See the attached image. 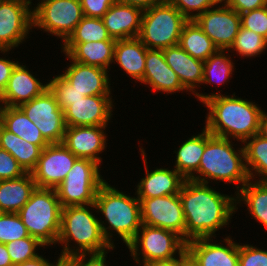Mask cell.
Segmentation results:
<instances>
[{"mask_svg":"<svg viewBox=\"0 0 267 266\" xmlns=\"http://www.w3.org/2000/svg\"><path fill=\"white\" fill-rule=\"evenodd\" d=\"M207 183L185 179L179 197L186 222L185 242L198 238L216 237L237 212L236 194L215 191Z\"/></svg>","mask_w":267,"mask_h":266,"instance_id":"cell-1","label":"cell"},{"mask_svg":"<svg viewBox=\"0 0 267 266\" xmlns=\"http://www.w3.org/2000/svg\"><path fill=\"white\" fill-rule=\"evenodd\" d=\"M207 108L205 128L214 136L231 138L242 144L258 133L263 110L257 103L220 92L196 91L194 97Z\"/></svg>","mask_w":267,"mask_h":266,"instance_id":"cell-2","label":"cell"},{"mask_svg":"<svg viewBox=\"0 0 267 266\" xmlns=\"http://www.w3.org/2000/svg\"><path fill=\"white\" fill-rule=\"evenodd\" d=\"M233 140L212 135L205 128V150L199 170L191 180L201 183L226 182L234 184L235 194L250 180L243 145L237 150ZM219 181V182H218ZM237 185V186H236Z\"/></svg>","mask_w":267,"mask_h":266,"instance_id":"cell-3","label":"cell"},{"mask_svg":"<svg viewBox=\"0 0 267 266\" xmlns=\"http://www.w3.org/2000/svg\"><path fill=\"white\" fill-rule=\"evenodd\" d=\"M97 214L105 239L110 245H114L113 233L127 246L141 228V203L135 196L127 195L107 181L98 189L95 197ZM108 224V225H107ZM114 231V232H113ZM117 233V234H116Z\"/></svg>","mask_w":267,"mask_h":266,"instance_id":"cell-4","label":"cell"},{"mask_svg":"<svg viewBox=\"0 0 267 266\" xmlns=\"http://www.w3.org/2000/svg\"><path fill=\"white\" fill-rule=\"evenodd\" d=\"M96 212L94 203L62 208L60 231L56 244H62L59 256L65 262L77 253L98 251L110 246L103 235Z\"/></svg>","mask_w":267,"mask_h":266,"instance_id":"cell-5","label":"cell"},{"mask_svg":"<svg viewBox=\"0 0 267 266\" xmlns=\"http://www.w3.org/2000/svg\"><path fill=\"white\" fill-rule=\"evenodd\" d=\"M61 210L55 189L36 187L18 215L30 236L51 247L59 236Z\"/></svg>","mask_w":267,"mask_h":266,"instance_id":"cell-6","label":"cell"},{"mask_svg":"<svg viewBox=\"0 0 267 266\" xmlns=\"http://www.w3.org/2000/svg\"><path fill=\"white\" fill-rule=\"evenodd\" d=\"M188 20L168 0L143 11L138 38L148 49L163 50L179 44Z\"/></svg>","mask_w":267,"mask_h":266,"instance_id":"cell-7","label":"cell"},{"mask_svg":"<svg viewBox=\"0 0 267 266\" xmlns=\"http://www.w3.org/2000/svg\"><path fill=\"white\" fill-rule=\"evenodd\" d=\"M101 165L87 158H77L65 179L55 188L61 207L95 203L98 189L106 182Z\"/></svg>","mask_w":267,"mask_h":266,"instance_id":"cell-8","label":"cell"},{"mask_svg":"<svg viewBox=\"0 0 267 266\" xmlns=\"http://www.w3.org/2000/svg\"><path fill=\"white\" fill-rule=\"evenodd\" d=\"M126 247L135 263L142 264L178 257L186 249V242L173 231L142 224Z\"/></svg>","mask_w":267,"mask_h":266,"instance_id":"cell-9","label":"cell"},{"mask_svg":"<svg viewBox=\"0 0 267 266\" xmlns=\"http://www.w3.org/2000/svg\"><path fill=\"white\" fill-rule=\"evenodd\" d=\"M83 17L80 0H39L33 6V28L61 38L62 43Z\"/></svg>","mask_w":267,"mask_h":266,"instance_id":"cell-10","label":"cell"},{"mask_svg":"<svg viewBox=\"0 0 267 266\" xmlns=\"http://www.w3.org/2000/svg\"><path fill=\"white\" fill-rule=\"evenodd\" d=\"M33 6L22 0H3L0 4V53L17 48L32 32Z\"/></svg>","mask_w":267,"mask_h":266,"instance_id":"cell-11","label":"cell"},{"mask_svg":"<svg viewBox=\"0 0 267 266\" xmlns=\"http://www.w3.org/2000/svg\"><path fill=\"white\" fill-rule=\"evenodd\" d=\"M19 107L34 122L49 144L63 142L66 129L64 111L49 88Z\"/></svg>","mask_w":267,"mask_h":266,"instance_id":"cell-12","label":"cell"},{"mask_svg":"<svg viewBox=\"0 0 267 266\" xmlns=\"http://www.w3.org/2000/svg\"><path fill=\"white\" fill-rule=\"evenodd\" d=\"M139 200L142 224L173 231L185 241L186 222L179 194Z\"/></svg>","mask_w":267,"mask_h":266,"instance_id":"cell-13","label":"cell"},{"mask_svg":"<svg viewBox=\"0 0 267 266\" xmlns=\"http://www.w3.org/2000/svg\"><path fill=\"white\" fill-rule=\"evenodd\" d=\"M194 21L220 50L230 49L241 27L240 15L223 1L199 14Z\"/></svg>","mask_w":267,"mask_h":266,"instance_id":"cell-14","label":"cell"},{"mask_svg":"<svg viewBox=\"0 0 267 266\" xmlns=\"http://www.w3.org/2000/svg\"><path fill=\"white\" fill-rule=\"evenodd\" d=\"M77 157L63 144L53 143L42 149L31 172L39 188L55 189L72 169Z\"/></svg>","mask_w":267,"mask_h":266,"instance_id":"cell-15","label":"cell"},{"mask_svg":"<svg viewBox=\"0 0 267 266\" xmlns=\"http://www.w3.org/2000/svg\"><path fill=\"white\" fill-rule=\"evenodd\" d=\"M213 239L215 237L198 238L187 242V259L195 266H238L239 243L232 240L230 235L219 243Z\"/></svg>","mask_w":267,"mask_h":266,"instance_id":"cell-16","label":"cell"},{"mask_svg":"<svg viewBox=\"0 0 267 266\" xmlns=\"http://www.w3.org/2000/svg\"><path fill=\"white\" fill-rule=\"evenodd\" d=\"M112 95L84 96L77 101H69L64 110L66 127L108 126L114 111Z\"/></svg>","mask_w":267,"mask_h":266,"instance_id":"cell-17","label":"cell"},{"mask_svg":"<svg viewBox=\"0 0 267 266\" xmlns=\"http://www.w3.org/2000/svg\"><path fill=\"white\" fill-rule=\"evenodd\" d=\"M108 126L66 127L63 144L77 157L87 158L100 164V154L106 150Z\"/></svg>","mask_w":267,"mask_h":266,"instance_id":"cell-18","label":"cell"},{"mask_svg":"<svg viewBox=\"0 0 267 266\" xmlns=\"http://www.w3.org/2000/svg\"><path fill=\"white\" fill-rule=\"evenodd\" d=\"M140 155L145 166V175L136 186V195L138 199H148L160 196L179 194L180 188L185 178L174 168H156L149 170L147 165V153L140 147Z\"/></svg>","mask_w":267,"mask_h":266,"instance_id":"cell-19","label":"cell"},{"mask_svg":"<svg viewBox=\"0 0 267 266\" xmlns=\"http://www.w3.org/2000/svg\"><path fill=\"white\" fill-rule=\"evenodd\" d=\"M70 60L60 75L84 96L111 95L108 70Z\"/></svg>","mask_w":267,"mask_h":266,"instance_id":"cell-20","label":"cell"},{"mask_svg":"<svg viewBox=\"0 0 267 266\" xmlns=\"http://www.w3.org/2000/svg\"><path fill=\"white\" fill-rule=\"evenodd\" d=\"M48 89V82L41 83L33 72L19 62L13 69L3 93L0 95V106L19 107L31 101Z\"/></svg>","mask_w":267,"mask_h":266,"instance_id":"cell-21","label":"cell"},{"mask_svg":"<svg viewBox=\"0 0 267 266\" xmlns=\"http://www.w3.org/2000/svg\"><path fill=\"white\" fill-rule=\"evenodd\" d=\"M141 84L148 85L153 91L173 94L186 89L180 82L176 72L166 63L163 50L148 49L145 59V70Z\"/></svg>","mask_w":267,"mask_h":266,"instance_id":"cell-22","label":"cell"},{"mask_svg":"<svg viewBox=\"0 0 267 266\" xmlns=\"http://www.w3.org/2000/svg\"><path fill=\"white\" fill-rule=\"evenodd\" d=\"M166 63L172 68L188 94H195L203 80L204 61L194 58L179 44L163 49Z\"/></svg>","mask_w":267,"mask_h":266,"instance_id":"cell-23","label":"cell"},{"mask_svg":"<svg viewBox=\"0 0 267 266\" xmlns=\"http://www.w3.org/2000/svg\"><path fill=\"white\" fill-rule=\"evenodd\" d=\"M115 43L116 40L62 43L60 49L67 59L110 71L114 60Z\"/></svg>","mask_w":267,"mask_h":266,"instance_id":"cell-24","label":"cell"},{"mask_svg":"<svg viewBox=\"0 0 267 266\" xmlns=\"http://www.w3.org/2000/svg\"><path fill=\"white\" fill-rule=\"evenodd\" d=\"M142 14L143 10L138 7L115 2L102 20L111 38H135L140 33Z\"/></svg>","mask_w":267,"mask_h":266,"instance_id":"cell-25","label":"cell"},{"mask_svg":"<svg viewBox=\"0 0 267 266\" xmlns=\"http://www.w3.org/2000/svg\"><path fill=\"white\" fill-rule=\"evenodd\" d=\"M148 48L138 37L116 40L113 64L120 66L135 82L143 80Z\"/></svg>","mask_w":267,"mask_h":266,"instance_id":"cell-26","label":"cell"},{"mask_svg":"<svg viewBox=\"0 0 267 266\" xmlns=\"http://www.w3.org/2000/svg\"><path fill=\"white\" fill-rule=\"evenodd\" d=\"M36 187L31 173L17 179L0 180V212L18 213Z\"/></svg>","mask_w":267,"mask_h":266,"instance_id":"cell-27","label":"cell"},{"mask_svg":"<svg viewBox=\"0 0 267 266\" xmlns=\"http://www.w3.org/2000/svg\"><path fill=\"white\" fill-rule=\"evenodd\" d=\"M0 124L9 132L38 145L41 149L49 145L38 127L20 107L0 106Z\"/></svg>","mask_w":267,"mask_h":266,"instance_id":"cell-28","label":"cell"},{"mask_svg":"<svg viewBox=\"0 0 267 266\" xmlns=\"http://www.w3.org/2000/svg\"><path fill=\"white\" fill-rule=\"evenodd\" d=\"M205 150V127L201 133L188 137L174 151L176 159L174 169L185 179H191L199 170L200 161Z\"/></svg>","mask_w":267,"mask_h":266,"instance_id":"cell-29","label":"cell"},{"mask_svg":"<svg viewBox=\"0 0 267 266\" xmlns=\"http://www.w3.org/2000/svg\"><path fill=\"white\" fill-rule=\"evenodd\" d=\"M0 148L9 152L26 173H31L40 158L42 149L14 133L9 132L0 124Z\"/></svg>","mask_w":267,"mask_h":266,"instance_id":"cell-30","label":"cell"},{"mask_svg":"<svg viewBox=\"0 0 267 266\" xmlns=\"http://www.w3.org/2000/svg\"><path fill=\"white\" fill-rule=\"evenodd\" d=\"M241 203L247 206L248 214L267 231V182L250 179L236 193V206Z\"/></svg>","mask_w":267,"mask_h":266,"instance_id":"cell-31","label":"cell"},{"mask_svg":"<svg viewBox=\"0 0 267 266\" xmlns=\"http://www.w3.org/2000/svg\"><path fill=\"white\" fill-rule=\"evenodd\" d=\"M179 45L189 55L203 61L218 50L194 20H188L183 25Z\"/></svg>","mask_w":267,"mask_h":266,"instance_id":"cell-32","label":"cell"},{"mask_svg":"<svg viewBox=\"0 0 267 266\" xmlns=\"http://www.w3.org/2000/svg\"><path fill=\"white\" fill-rule=\"evenodd\" d=\"M243 147L249 178L267 182V140L256 134L247 139L243 143ZM256 178L258 179L256 180Z\"/></svg>","mask_w":267,"mask_h":266,"instance_id":"cell-33","label":"cell"},{"mask_svg":"<svg viewBox=\"0 0 267 266\" xmlns=\"http://www.w3.org/2000/svg\"><path fill=\"white\" fill-rule=\"evenodd\" d=\"M228 52L229 50L218 49L204 61L202 85H213L214 83L216 85H224L229 82L233 75L232 72H234V69L236 70V68H234L235 63L230 56L231 54Z\"/></svg>","mask_w":267,"mask_h":266,"instance_id":"cell-34","label":"cell"},{"mask_svg":"<svg viewBox=\"0 0 267 266\" xmlns=\"http://www.w3.org/2000/svg\"><path fill=\"white\" fill-rule=\"evenodd\" d=\"M115 40L109 35L102 18L83 17L63 43Z\"/></svg>","mask_w":267,"mask_h":266,"instance_id":"cell-35","label":"cell"},{"mask_svg":"<svg viewBox=\"0 0 267 266\" xmlns=\"http://www.w3.org/2000/svg\"><path fill=\"white\" fill-rule=\"evenodd\" d=\"M233 51H236V54L243 59L259 57L258 55L267 51V40L254 31L240 27L234 43L229 49V52L234 53Z\"/></svg>","mask_w":267,"mask_h":266,"instance_id":"cell-36","label":"cell"},{"mask_svg":"<svg viewBox=\"0 0 267 266\" xmlns=\"http://www.w3.org/2000/svg\"><path fill=\"white\" fill-rule=\"evenodd\" d=\"M6 247L11 257V262L16 265L36 258L39 255L38 250L41 247L45 248V245L37 238L29 236L9 242Z\"/></svg>","mask_w":267,"mask_h":266,"instance_id":"cell-37","label":"cell"},{"mask_svg":"<svg viewBox=\"0 0 267 266\" xmlns=\"http://www.w3.org/2000/svg\"><path fill=\"white\" fill-rule=\"evenodd\" d=\"M29 236L18 213H0V243L7 244Z\"/></svg>","mask_w":267,"mask_h":266,"instance_id":"cell-38","label":"cell"},{"mask_svg":"<svg viewBox=\"0 0 267 266\" xmlns=\"http://www.w3.org/2000/svg\"><path fill=\"white\" fill-rule=\"evenodd\" d=\"M48 88L63 111L69 106V101H77L84 97L83 93L75 90L60 74L49 80Z\"/></svg>","mask_w":267,"mask_h":266,"instance_id":"cell-39","label":"cell"},{"mask_svg":"<svg viewBox=\"0 0 267 266\" xmlns=\"http://www.w3.org/2000/svg\"><path fill=\"white\" fill-rule=\"evenodd\" d=\"M115 244L98 251L80 252L70 257L66 262V266H109L107 265L108 251L114 250Z\"/></svg>","mask_w":267,"mask_h":266,"instance_id":"cell-40","label":"cell"},{"mask_svg":"<svg viewBox=\"0 0 267 266\" xmlns=\"http://www.w3.org/2000/svg\"><path fill=\"white\" fill-rule=\"evenodd\" d=\"M187 20H194L199 14L215 7L222 0H168Z\"/></svg>","mask_w":267,"mask_h":266,"instance_id":"cell-41","label":"cell"},{"mask_svg":"<svg viewBox=\"0 0 267 266\" xmlns=\"http://www.w3.org/2000/svg\"><path fill=\"white\" fill-rule=\"evenodd\" d=\"M239 15L241 27L254 31L267 40V5Z\"/></svg>","mask_w":267,"mask_h":266,"instance_id":"cell-42","label":"cell"},{"mask_svg":"<svg viewBox=\"0 0 267 266\" xmlns=\"http://www.w3.org/2000/svg\"><path fill=\"white\" fill-rule=\"evenodd\" d=\"M238 266H267V250L239 243Z\"/></svg>","mask_w":267,"mask_h":266,"instance_id":"cell-43","label":"cell"},{"mask_svg":"<svg viewBox=\"0 0 267 266\" xmlns=\"http://www.w3.org/2000/svg\"><path fill=\"white\" fill-rule=\"evenodd\" d=\"M25 174L18 161L9 152L0 148V180L17 179Z\"/></svg>","mask_w":267,"mask_h":266,"instance_id":"cell-44","label":"cell"},{"mask_svg":"<svg viewBox=\"0 0 267 266\" xmlns=\"http://www.w3.org/2000/svg\"><path fill=\"white\" fill-rule=\"evenodd\" d=\"M85 17L102 18L116 0H80Z\"/></svg>","mask_w":267,"mask_h":266,"instance_id":"cell-45","label":"cell"},{"mask_svg":"<svg viewBox=\"0 0 267 266\" xmlns=\"http://www.w3.org/2000/svg\"><path fill=\"white\" fill-rule=\"evenodd\" d=\"M238 14L246 13L267 5V0H222Z\"/></svg>","mask_w":267,"mask_h":266,"instance_id":"cell-46","label":"cell"},{"mask_svg":"<svg viewBox=\"0 0 267 266\" xmlns=\"http://www.w3.org/2000/svg\"><path fill=\"white\" fill-rule=\"evenodd\" d=\"M19 61H13L9 58L0 57V95L5 90L13 69Z\"/></svg>","mask_w":267,"mask_h":266,"instance_id":"cell-47","label":"cell"},{"mask_svg":"<svg viewBox=\"0 0 267 266\" xmlns=\"http://www.w3.org/2000/svg\"><path fill=\"white\" fill-rule=\"evenodd\" d=\"M187 259L186 249L175 258L167 260H156L148 263L137 264L138 266H182L184 261Z\"/></svg>","mask_w":267,"mask_h":266,"instance_id":"cell-48","label":"cell"},{"mask_svg":"<svg viewBox=\"0 0 267 266\" xmlns=\"http://www.w3.org/2000/svg\"><path fill=\"white\" fill-rule=\"evenodd\" d=\"M65 261L62 257L58 256L56 262L51 263L49 259L43 257V255H38L36 258L25 261L23 263L16 264L14 266H64Z\"/></svg>","mask_w":267,"mask_h":266,"instance_id":"cell-49","label":"cell"},{"mask_svg":"<svg viewBox=\"0 0 267 266\" xmlns=\"http://www.w3.org/2000/svg\"><path fill=\"white\" fill-rule=\"evenodd\" d=\"M164 0H116V2L131 5L142 9L143 11L161 3Z\"/></svg>","mask_w":267,"mask_h":266,"instance_id":"cell-50","label":"cell"},{"mask_svg":"<svg viewBox=\"0 0 267 266\" xmlns=\"http://www.w3.org/2000/svg\"><path fill=\"white\" fill-rule=\"evenodd\" d=\"M0 266H14L7 251L6 244L0 243Z\"/></svg>","mask_w":267,"mask_h":266,"instance_id":"cell-51","label":"cell"},{"mask_svg":"<svg viewBox=\"0 0 267 266\" xmlns=\"http://www.w3.org/2000/svg\"><path fill=\"white\" fill-rule=\"evenodd\" d=\"M257 135L267 140V112L264 109L260 118Z\"/></svg>","mask_w":267,"mask_h":266,"instance_id":"cell-52","label":"cell"},{"mask_svg":"<svg viewBox=\"0 0 267 266\" xmlns=\"http://www.w3.org/2000/svg\"><path fill=\"white\" fill-rule=\"evenodd\" d=\"M182 266H195L194 264H192L188 259H186L184 261V263L182 264Z\"/></svg>","mask_w":267,"mask_h":266,"instance_id":"cell-53","label":"cell"},{"mask_svg":"<svg viewBox=\"0 0 267 266\" xmlns=\"http://www.w3.org/2000/svg\"><path fill=\"white\" fill-rule=\"evenodd\" d=\"M22 1L28 3L29 5H32V4H31V3H32V0H22Z\"/></svg>","mask_w":267,"mask_h":266,"instance_id":"cell-54","label":"cell"}]
</instances>
